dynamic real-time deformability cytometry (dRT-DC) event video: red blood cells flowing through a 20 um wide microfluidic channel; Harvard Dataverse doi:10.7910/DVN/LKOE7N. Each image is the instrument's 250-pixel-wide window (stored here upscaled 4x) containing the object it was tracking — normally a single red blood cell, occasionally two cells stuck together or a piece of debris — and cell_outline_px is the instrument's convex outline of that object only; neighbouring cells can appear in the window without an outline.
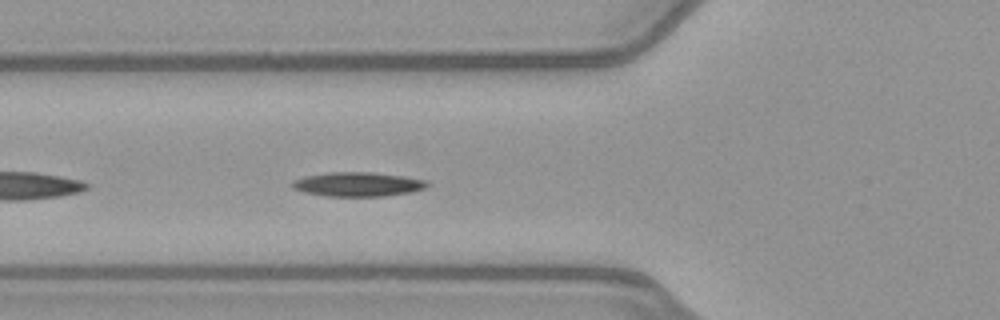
{"species": "common noctule bat (a hibernating species)", "species_latin": "Nyctalus noctula", "temperature_condition": "warm", "stored_images_in_passage": 38, "camera_frame_rate_fps": 3000, "um_per_image_px": 0.085, "animal": {"sex": "female", "body_mass_g": 21.9}, "frame": {"image": 1, "passage_image": 5, "time_ms": 1.333, "image_size_px": [1000, 320], "cell_outline_px": [[432, 184], [424, 188], [412, 192], [384, 196], [328, 196], [304, 192], [292, 188], [288, 184], [292, 180], [304, 176], [328, 172], [372, 172], [428, 180]], "centroid_in_image_um": [30.39, 15.66], "position_along_channel_um": 95.4, "area_um2": 19.25}}
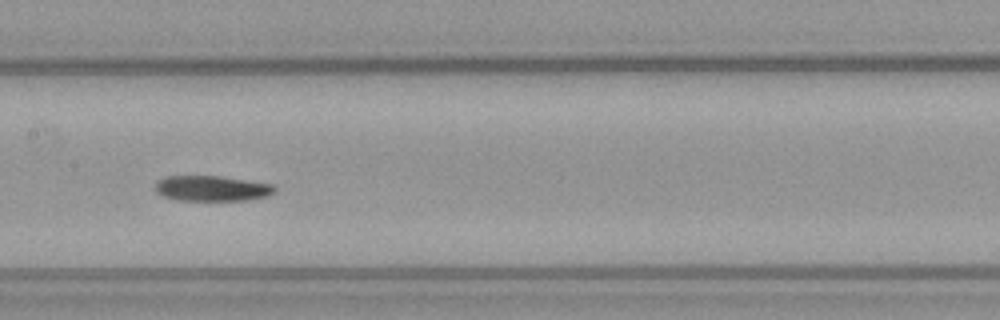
{"frame": {"image": 2, "passage_image": 12, "time_ms": 3.667, "image_size_px": [1000, 320], "cell_outline_px": [[276, 192], [268, 196], [248, 200], [176, 200], [164, 196], [156, 192], [156, 180], [164, 176], [220, 176], [272, 184], [276, 188]], "centroid_in_image_um": [18.01, 16.01], "position_along_channel_um": 189.4, "area_um2": 17.74}}
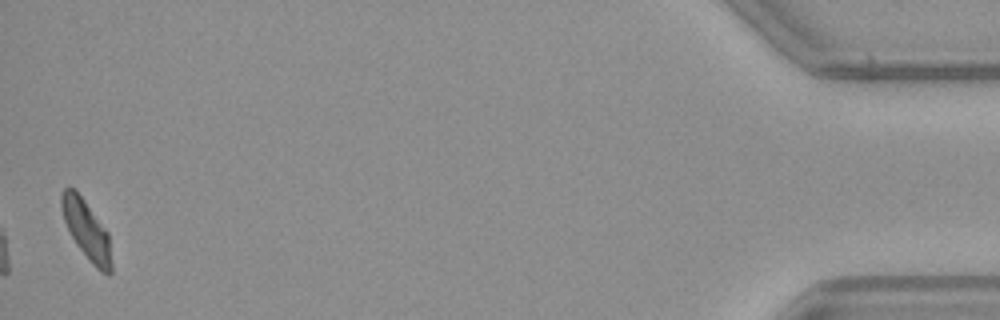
{"frame": {"image": 3, "passage_image": 37, "time_ms": 12.0, "image_size_px": [1000, 320], "cell_outline_px": [[112, 272], [108, 276], [100, 272], [92, 264], [76, 244], [64, 220], [60, 208], [60, 192], [68, 184], [84, 200], [108, 232], [112, 264]], "centroid_in_image_um": [7.35, 19.56], "position_along_channel_um": 427.9, "area_um2": 17.22}, "authors_computed_cell_mechanics": {"area_um2": 18.207, "velocity_mm_per_s": 3.9896, "shape_relaxation_time_tau1_ms": 10.5477, "shape_relaxation_time_tau2_ms": null, "deformation_change_tau1": 0.2287, "deformation_change_tau2": null}}